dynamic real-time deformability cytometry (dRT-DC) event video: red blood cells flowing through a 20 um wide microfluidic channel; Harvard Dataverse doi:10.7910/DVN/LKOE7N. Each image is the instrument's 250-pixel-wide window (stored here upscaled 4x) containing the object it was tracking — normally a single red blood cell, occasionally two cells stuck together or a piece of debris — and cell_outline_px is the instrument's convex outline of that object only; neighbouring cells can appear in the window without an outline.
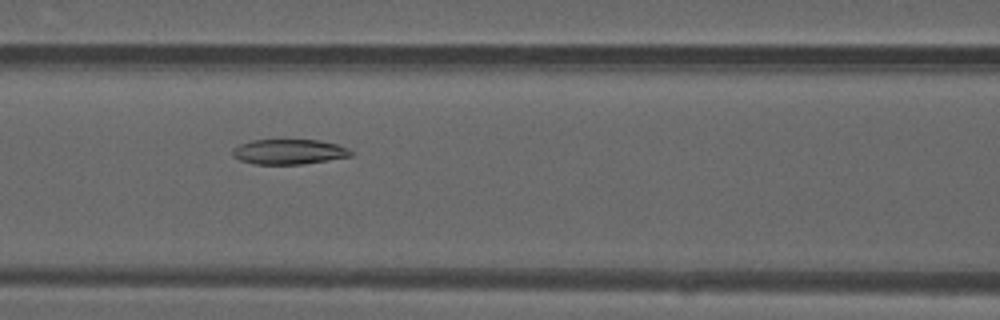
{"species": "common noctule bat (a hibernating species)", "species_latin": "Nyctalus noctula", "temperature_condition": "warm", "stored_images_in_passage": 33, "camera_frame_rate_fps": 3000, "um_per_image_px": 0.085, "animal": {"sex": "male", "forearm_length_mm": 52.5}, "frame": {"image": 1, "passage_image": 7, "time_ms": 2.0, "image_size_px": [1000, 320], "cell_outline_px": [[352, 156], [328, 160], [300, 164], [256, 164], [240, 160], [232, 156], [232, 148], [240, 144], [252, 140], [320, 140], [336, 144], [348, 148], [352, 152]], "centroid_in_image_um": [24.54, 12.89], "position_along_channel_um": 142.1, "area_um2": 17.22}}
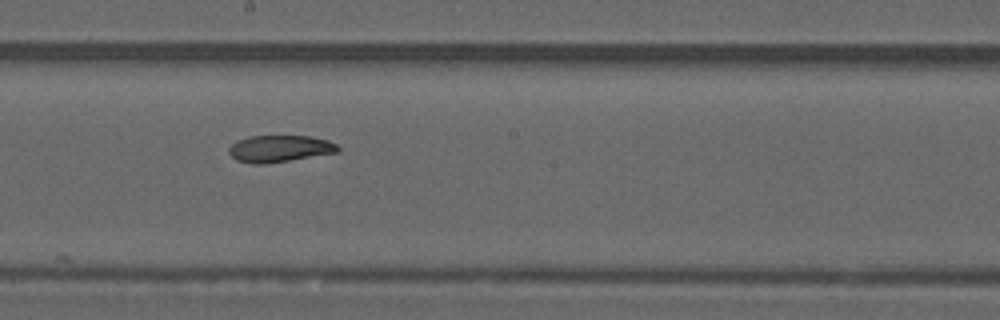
{"frame": {"image": 2, "passage_image": 13, "time_ms": 4.0, "image_size_px": [1000, 320], "cell_outline_px": [[340, 152], [264, 164], [252, 164], [236, 160], [228, 152], [228, 148], [236, 140], [248, 136], [312, 136], [328, 140], [336, 144], [340, 148]], "centroid_in_image_um": [23.76, 12.63], "position_along_channel_um": 224.4, "area_um2": 17.17}}
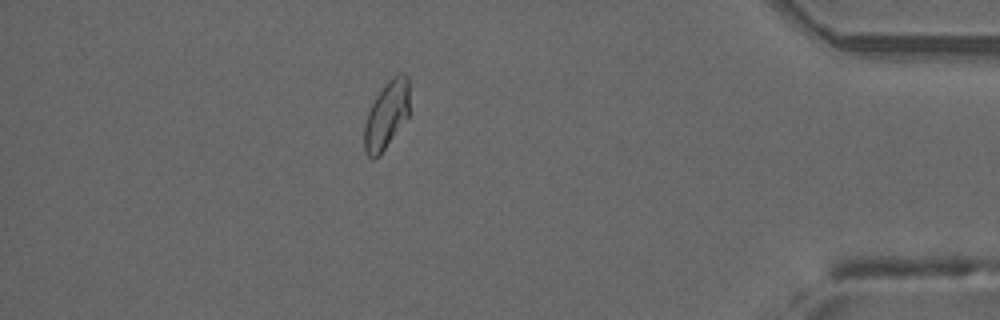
{"frame": {"image": 3, "passage_image": 29, "time_ms": 9.333, "image_size_px": [1000, 320], "cell_outline_px": [[408, 116], [380, 156], [372, 160], [364, 152], [364, 124], [368, 112], [376, 96], [384, 84], [392, 76], [400, 72], [404, 72], [408, 76]], "centroid_in_image_um": [32.83, 9.79], "position_along_channel_um": 402.4, "area_um2": 17.92}}